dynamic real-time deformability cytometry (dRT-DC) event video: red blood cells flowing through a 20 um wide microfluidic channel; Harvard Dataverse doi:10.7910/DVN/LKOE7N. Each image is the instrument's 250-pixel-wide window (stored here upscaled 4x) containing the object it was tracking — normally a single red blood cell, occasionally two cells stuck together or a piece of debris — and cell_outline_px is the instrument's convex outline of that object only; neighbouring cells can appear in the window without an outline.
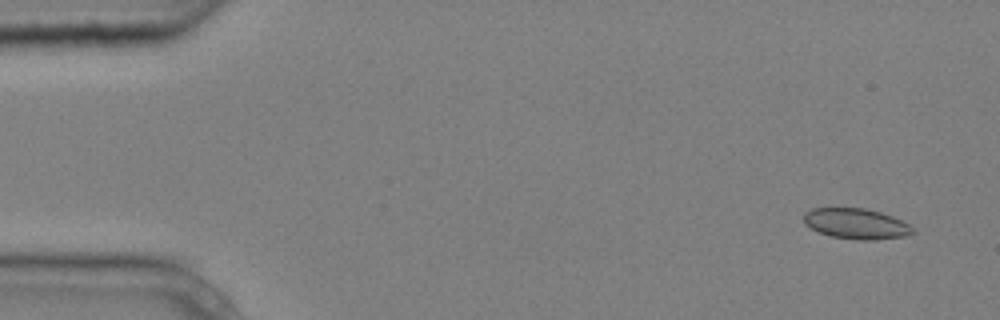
{"species": "common noctule bat (a hibernating species)", "species_latin": "Nyctalus noctula", "temperature_condition": "cold", "stored_images_in_passage": 4, "camera_frame_rate_fps": 3000, "um_per_image_px": 0.085, "animal": {"sex": "male", "body_mass_g": 20.4}, "frame": {"image": 1, "passage_image": 1, "time_ms": 0.0, "image_size_px": [1000, 320], "cell_outline_px": [[916, 232], [908, 236], [876, 240], [856, 240], [832, 236], [820, 232], [804, 224], [804, 212], [812, 208], [864, 208], [880, 212], [892, 216], [908, 224]], "centroid_in_image_um": [72.79, 19.02], "position_along_channel_um": 12.2, "area_um2": 19.42}}